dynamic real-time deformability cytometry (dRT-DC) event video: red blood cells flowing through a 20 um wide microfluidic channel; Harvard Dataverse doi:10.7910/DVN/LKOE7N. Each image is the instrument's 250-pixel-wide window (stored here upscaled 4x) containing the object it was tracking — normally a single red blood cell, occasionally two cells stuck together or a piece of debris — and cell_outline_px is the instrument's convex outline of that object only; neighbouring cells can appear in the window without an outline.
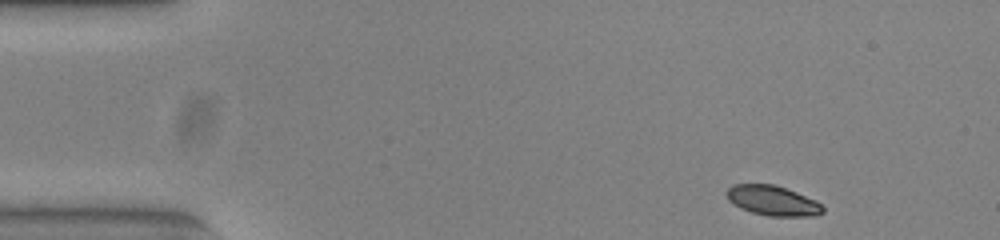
{"species": "common noctule bat (a hibernating species)", "species_latin": "Nyctalus noctula", "temperature_condition": "warm", "stored_images_in_passage": 49, "camera_frame_rate_fps": 3000, "um_per_image_px": 0.085, "animal": {"sex": "female", "body_mass_g": 23.0, "forearm_length_mm": 53.4}, "frame": {"image": 1, "passage_image": 1, "time_ms": 0.0, "image_size_px": [1000, 240], "cell_outline_px": [[824, 212], [816, 216], [768, 216], [752, 212], [740, 208], [728, 200], [724, 192], [732, 184], [776, 184], [816, 200], [824, 208]], "centroid_in_image_um": [65.66, 17.05], "position_along_channel_um": 19.3, "area_um2": 16.94}}
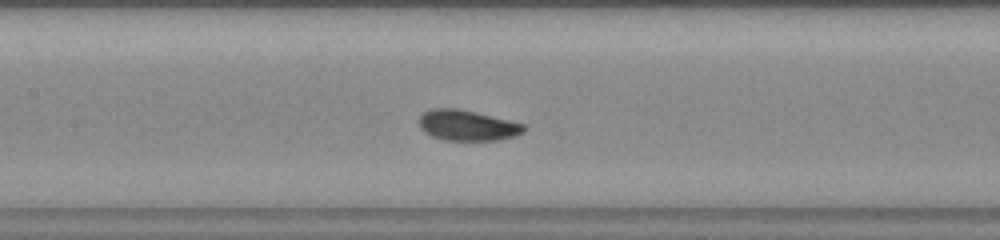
{"frame": {"image": 2, "passage_image": 20, "time_ms": 6.333, "image_size_px": [1000, 240], "cell_outline_px": [[524, 132], [500, 140], [444, 140], [432, 136], [424, 132], [420, 128], [420, 116], [424, 112], [432, 108], [456, 108], [476, 112], [524, 124]], "centroid_in_image_um": [39.69, 10.65], "position_along_channel_um": 167.7, "area_um2": 18.5}}
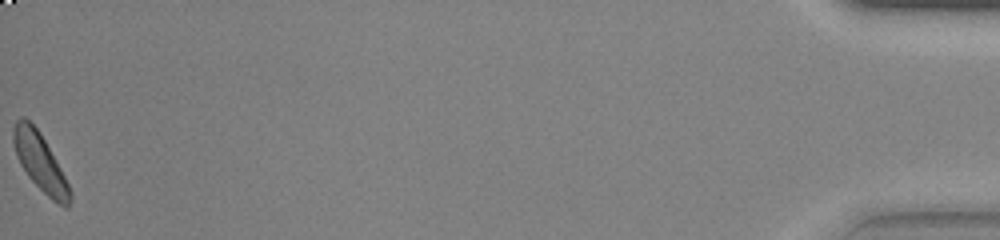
{"frame": {"image": 3, "passage_image": 49, "time_ms": 16.0, "image_size_px": [1000, 240], "cell_outline_px": [[72, 200], [68, 208], [64, 208], [52, 200], [28, 176], [20, 164], [16, 156], [12, 140], [12, 128], [16, 120], [20, 116], [24, 116], [40, 132], [60, 168], [72, 192]], "centroid_in_image_um": [3.39, 13.78], "position_along_channel_um": 431.8, "area_um2": 18.96}, "authors_computed_cell_mechanics": {"area_um2": 18.496, "velocity_mm_per_s": 3.8131, "shape_relaxation_time_tau1_ms": 2.4491, "shape_relaxation_time_tau2_ms": null, "deformation_change_tau1": 0.1148, "deformation_change_tau2": null}}